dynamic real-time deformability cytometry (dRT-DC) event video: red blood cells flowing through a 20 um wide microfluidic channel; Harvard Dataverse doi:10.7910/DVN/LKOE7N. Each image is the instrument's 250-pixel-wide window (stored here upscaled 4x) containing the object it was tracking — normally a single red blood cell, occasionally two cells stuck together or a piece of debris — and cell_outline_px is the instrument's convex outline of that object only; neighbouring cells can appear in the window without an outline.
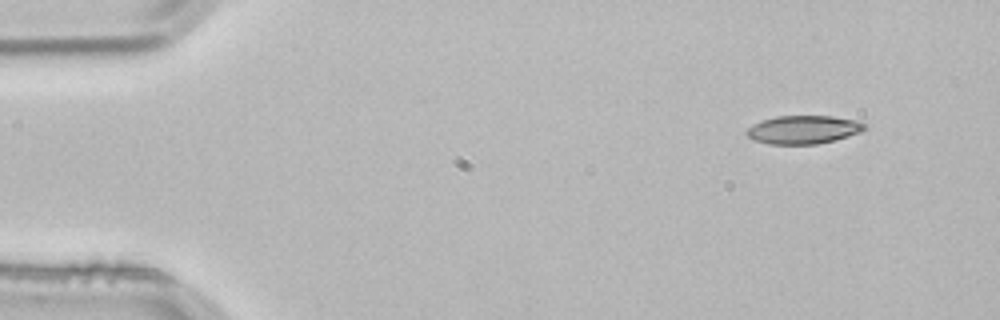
{"species": "common noctule bat (a hibernating species)", "species_latin": "Nyctalus noctula", "temperature_condition": "room temperature", "stored_images_in_passage": 4, "segment_of_instrument_passage": [1, 2], "camera_frame_rate_fps": 3000, "um_per_image_px": 0.085, "animal": {"sex": "male", "body_mass_g": 21.5, "forearm_length_mm": 52.0}, "frame": {"image": 1, "passage_image": 1, "time_ms": 0.0, "image_size_px": [1000, 320], "cell_outline_px": [[868, 128], [860, 132], [848, 136], [816, 144], [768, 144], [752, 140], [744, 132], [752, 124], [776, 116], [832, 116], [856, 120], [864, 124]], "centroid_in_image_um": [68.26, 11.02], "position_along_channel_um": 16.7, "area_um2": 19.42}}
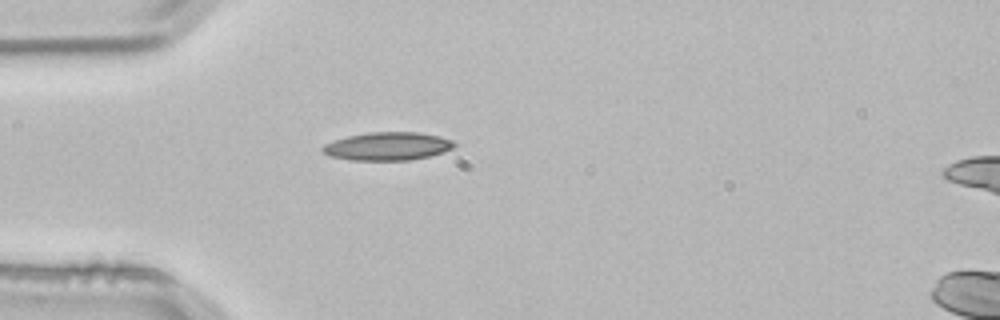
{"frame": {"image": 2, "passage_image": 3, "time_ms": 0.667, "image_size_px": [1000, 320], "cell_outline_px": [[456, 144], [452, 148], [444, 152], [428, 156], [408, 160], [352, 160], [328, 156], [320, 152], [320, 148], [324, 144], [348, 136], [368, 132], [420, 132], [440, 136], [452, 140]], "centroid_in_image_um": [32.92, 12.43], "position_along_channel_um": 52.1, "area_um2": 21.68}}